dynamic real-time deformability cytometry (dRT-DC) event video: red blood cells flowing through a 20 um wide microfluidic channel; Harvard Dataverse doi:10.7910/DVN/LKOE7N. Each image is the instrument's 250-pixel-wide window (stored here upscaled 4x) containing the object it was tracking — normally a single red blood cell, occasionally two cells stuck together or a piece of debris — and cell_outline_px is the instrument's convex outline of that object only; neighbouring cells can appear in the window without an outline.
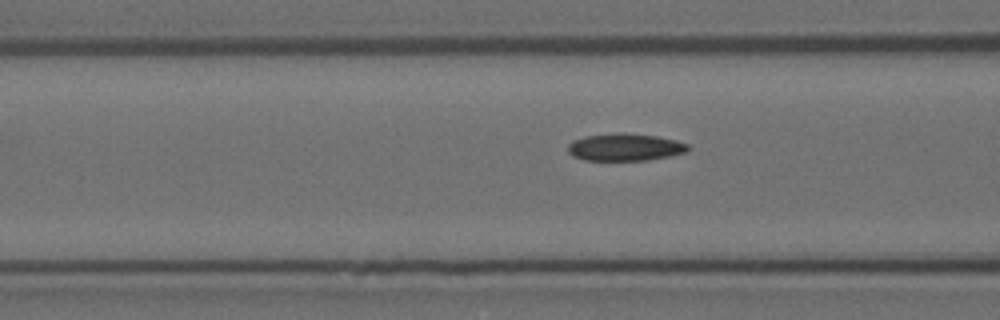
{"species": "Egyptian fruit bat (a non-hibernating species)", "species_latin": "Rousettus aegyptiacus", "temperature_condition": "room temperature", "stored_images_in_passage": 14, "camera_frame_rate_fps": 3000, "um_per_image_px": 0.085, "animal": {"sex": "female"}, "frame": {"image": 1, "passage_image": 12, "time_ms": 3.667, "image_size_px": [1000, 320], "cell_outline_px": [[688, 148], [684, 152], [668, 156], [648, 160], [584, 160], [572, 156], [568, 152], [568, 144], [572, 140], [584, 136], [616, 132], [624, 132], [656, 136], [676, 140], [688, 144]], "centroid_in_image_um": [53.06, 12.5], "position_along_channel_um": 113.5, "area_um2": 19.19}}